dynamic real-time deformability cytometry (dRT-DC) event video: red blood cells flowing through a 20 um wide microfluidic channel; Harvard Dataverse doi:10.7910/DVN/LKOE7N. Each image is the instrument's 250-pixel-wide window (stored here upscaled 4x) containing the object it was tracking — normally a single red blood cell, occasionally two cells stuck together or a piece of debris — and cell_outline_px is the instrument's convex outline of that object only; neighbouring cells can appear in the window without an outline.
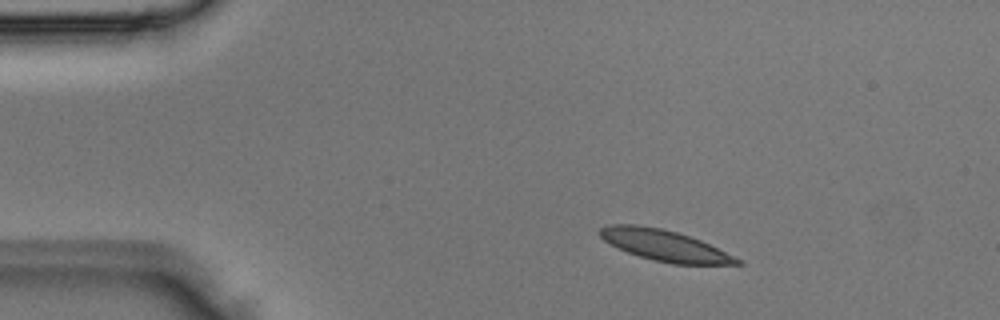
{"species": "Egyptian fruit bat (a non-hibernating species)", "species_latin": "Rousettus aegyptiacus", "temperature_condition": "room temperature", "stored_images_in_passage": 3, "camera_frame_rate_fps": 3000, "um_per_image_px": 0.085, "animal": {"sex": "male"}, "frame": {"image": 1, "passage_image": 1, "time_ms": 0.0, "image_size_px": [1000, 320], "cell_outline_px": [[744, 264], [672, 264], [652, 260], [628, 252], [604, 240], [600, 236], [600, 228], [608, 224], [636, 224], [660, 228], [676, 232], [700, 240], [744, 260]], "centroid_in_image_um": [56.52, 20.86], "position_along_channel_um": 28.5, "area_um2": 24.57}}